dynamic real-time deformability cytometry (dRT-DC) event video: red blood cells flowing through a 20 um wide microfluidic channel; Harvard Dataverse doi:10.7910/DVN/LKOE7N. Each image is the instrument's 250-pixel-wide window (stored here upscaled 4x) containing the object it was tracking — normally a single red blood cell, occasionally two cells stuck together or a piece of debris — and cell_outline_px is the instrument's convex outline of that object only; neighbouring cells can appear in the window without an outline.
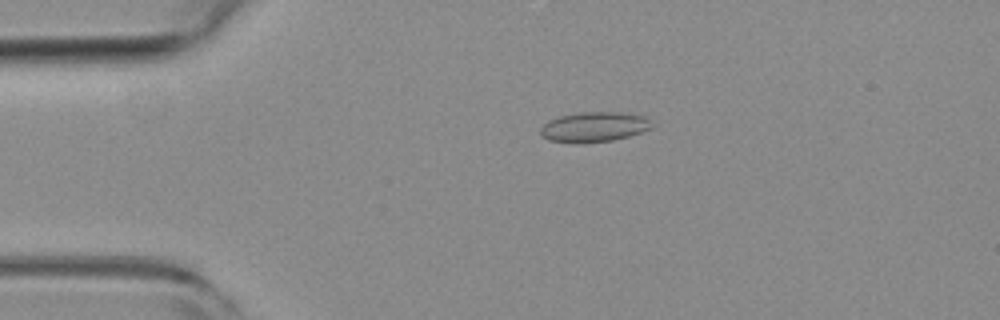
{"species": "common noctule bat (a hibernating species)", "species_latin": "Nyctalus noctula", "temperature_condition": "room temperature", "stored_images_in_passage": 55, "camera_frame_rate_fps": 3000, "um_per_image_px": 0.085, "animal": {"sex": "female", "body_mass_g": 19.3, "forearm_length_mm": 54.1}, "frame": {"image": 1, "passage_image": 12, "time_ms": 3.667, "image_size_px": [1000, 320], "cell_outline_px": [[652, 128], [628, 136], [612, 140], [584, 144], [572, 144], [548, 140], [540, 132], [540, 128], [548, 120], [560, 116], [576, 112], [620, 112], [644, 116], [648, 120]], "centroid_in_image_um": [50.44, 10.8], "position_along_channel_um": 34.6, "area_um2": 19.59}}
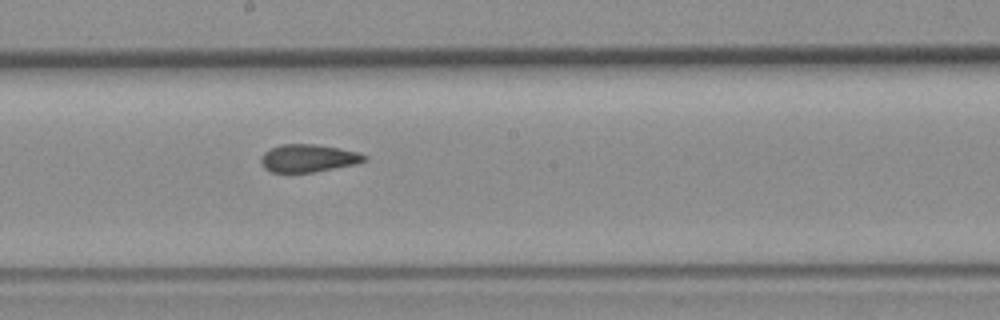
{"frame": {"image": 2, "passage_image": 30, "time_ms": 9.667, "image_size_px": [1000, 320], "cell_outline_px": [[368, 160], [356, 164], [312, 172], [272, 172], [264, 168], [260, 160], [264, 152], [280, 144], [316, 144], [340, 148], [360, 152], [368, 156]], "centroid_in_image_um": [26.24, 13.44], "position_along_channel_um": 222.0, "area_um2": 16.76}}
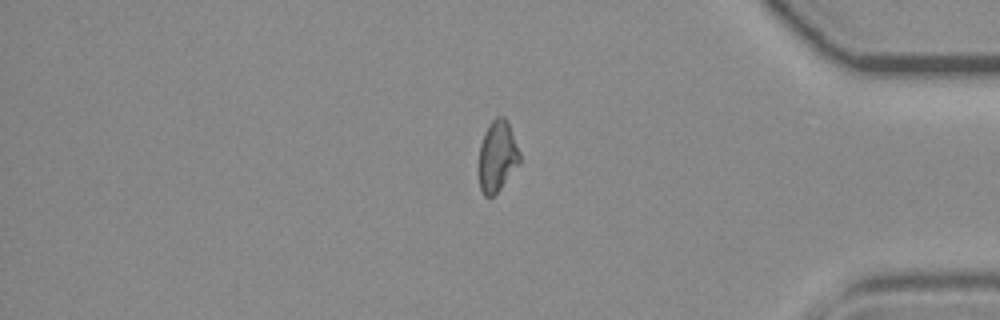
{"frame": {"image": 3, "passage_image": 46, "time_ms": 15.0, "image_size_px": [1000, 320], "cell_outline_px": [[520, 164], [500, 188], [492, 196], [484, 196], [480, 188], [476, 172], [480, 144], [484, 132], [488, 124], [496, 116], [504, 116], [508, 120], [520, 152]], "centroid_in_image_um": [42.24, 13.26], "position_along_channel_um": 393.0, "area_um2": 17.51}, "authors_computed_cell_mechanics": {"area_um2": 17.5134, "velocity_mm_per_s": 3.7572, "shape_relaxation_time_tau1_ms": null, "shape_relaxation_time_tau2_ms": 2.0713, "deformation_change_tau1": null, "deformation_change_tau2": 0.0536}}